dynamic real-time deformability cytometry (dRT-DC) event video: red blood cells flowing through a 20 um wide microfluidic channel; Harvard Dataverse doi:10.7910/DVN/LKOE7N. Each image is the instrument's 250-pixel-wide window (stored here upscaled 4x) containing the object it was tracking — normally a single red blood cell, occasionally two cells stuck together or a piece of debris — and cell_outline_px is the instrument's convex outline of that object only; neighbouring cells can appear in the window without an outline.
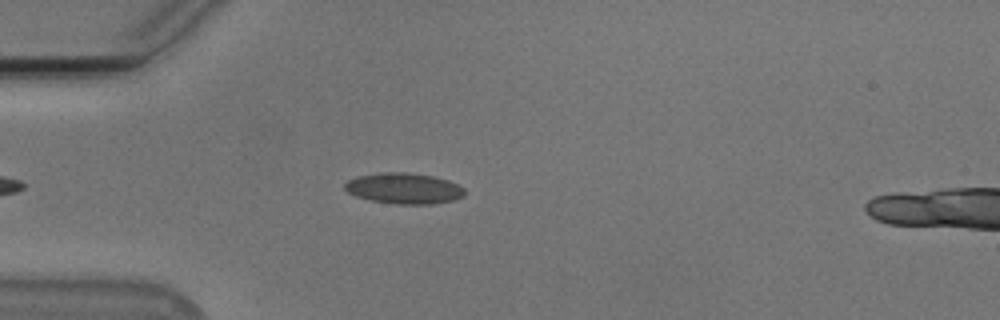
{"species": "Egyptian fruit bat (a non-hibernating species)", "species_latin": "Rousettus aegyptiacus", "temperature_condition": "cold", "stored_images_in_passage": 42, "camera_frame_rate_fps": 3000, "um_per_image_px": 0.085, "animal": {"sex": "male"}, "frame": {"image": 1, "passage_image": 6, "time_ms": 1.667, "image_size_px": [1000, 320], "cell_outline_px": [[464, 196], [452, 200], [432, 204], [396, 204], [372, 200], [356, 196], [348, 192], [344, 188], [344, 184], [348, 180], [360, 176], [380, 172], [404, 172], [432, 176], [448, 180], [464, 188]], "centroid_in_image_um": [34.33, 16.01], "position_along_channel_um": 50.7, "area_um2": 21.33}}
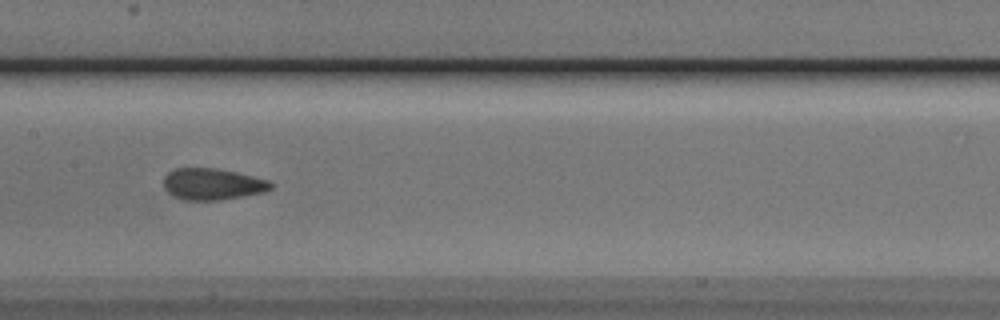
{"frame": {"image": 2, "passage_image": 18, "time_ms": 5.667, "image_size_px": [1000, 320], "cell_outline_px": [[272, 188], [264, 192], [220, 200], [184, 200], [172, 196], [164, 188], [164, 176], [168, 172], [176, 168], [216, 168], [236, 172], [268, 180], [272, 184]], "centroid_in_image_um": [18.03, 15.65], "position_along_channel_um": 189.4, "area_um2": 19.65}}
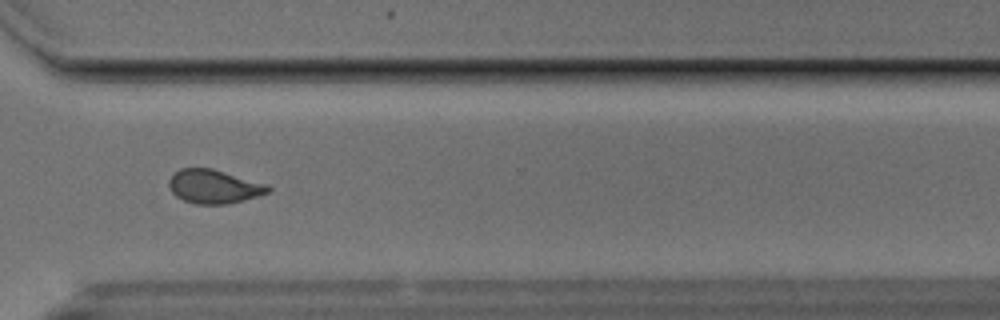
{"frame": {"image": 3, "passage_image": 31, "time_ms": 10.0, "image_size_px": [1000, 320], "cell_outline_px": [[272, 192], [228, 204], [196, 204], [184, 200], [176, 196], [168, 188], [168, 180], [172, 172], [180, 168], [212, 168], [268, 184], [272, 188]], "centroid_in_image_um": [18.18, 15.84], "position_along_channel_um": 352.4, "area_um2": 19.83}, "authors_computed_cell_mechanics": {"area_um2": 19.7098, "velocity_mm_per_s": 3.7656, "shape_relaxation_time_tau1_ms": 4.9057, "shape_relaxation_time_tau2_ms": 1.4131, "deformation_change_tau1": 0.1133, "deformation_change_tau2": 0.0674}}